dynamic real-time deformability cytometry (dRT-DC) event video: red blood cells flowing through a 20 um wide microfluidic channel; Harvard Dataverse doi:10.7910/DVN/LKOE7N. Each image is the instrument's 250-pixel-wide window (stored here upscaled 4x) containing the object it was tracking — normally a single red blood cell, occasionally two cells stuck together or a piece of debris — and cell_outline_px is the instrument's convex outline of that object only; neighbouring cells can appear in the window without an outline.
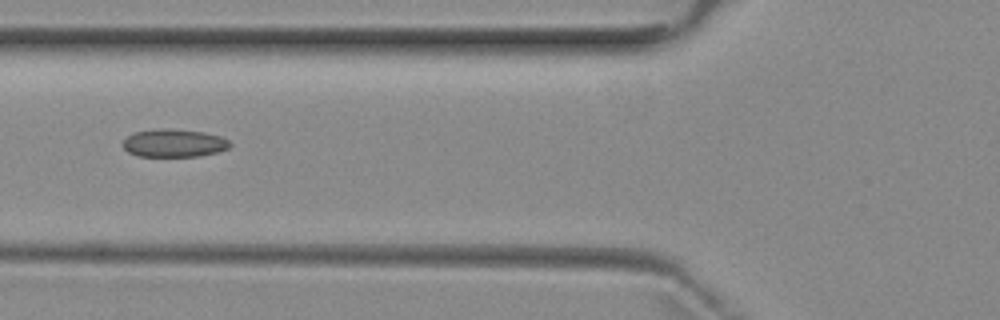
{"species": "common noctule bat (a hibernating species)", "species_latin": "Nyctalus noctula", "temperature_condition": "room temperature", "stored_images_in_passage": 5, "camera_frame_rate_fps": 3000, "um_per_image_px": 0.085, "animal": {"sex": "female", "body_mass_g": 29.2, "forearm_length_mm": 56.3}, "frame": {"image": 1, "passage_image": 5, "time_ms": 5.333, "image_size_px": [1000, 320], "cell_outline_px": [[232, 144], [228, 148], [216, 152], [200, 156], [136, 156], [128, 152], [120, 144], [132, 132], [160, 128], [164, 128], [204, 132], [220, 136], [228, 140]], "centroid_in_image_um": [14.75, 12.16], "position_along_channel_um": 111.1, "area_um2": 17.51}}